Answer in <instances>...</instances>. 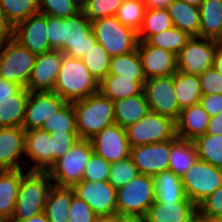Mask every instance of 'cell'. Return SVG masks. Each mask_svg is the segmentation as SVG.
I'll list each match as a JSON object with an SVG mask.
<instances>
[{"label":"cell","mask_w":222,"mask_h":222,"mask_svg":"<svg viewBox=\"0 0 222 222\" xmlns=\"http://www.w3.org/2000/svg\"><path fill=\"white\" fill-rule=\"evenodd\" d=\"M206 134L222 135V112L216 116L210 117Z\"/></svg>","instance_id":"cell-54"},{"label":"cell","mask_w":222,"mask_h":222,"mask_svg":"<svg viewBox=\"0 0 222 222\" xmlns=\"http://www.w3.org/2000/svg\"><path fill=\"white\" fill-rule=\"evenodd\" d=\"M95 222H118V215L97 216Z\"/></svg>","instance_id":"cell-58"},{"label":"cell","mask_w":222,"mask_h":222,"mask_svg":"<svg viewBox=\"0 0 222 222\" xmlns=\"http://www.w3.org/2000/svg\"><path fill=\"white\" fill-rule=\"evenodd\" d=\"M195 222H205V221H202V220H200V219H197Z\"/></svg>","instance_id":"cell-63"},{"label":"cell","mask_w":222,"mask_h":222,"mask_svg":"<svg viewBox=\"0 0 222 222\" xmlns=\"http://www.w3.org/2000/svg\"><path fill=\"white\" fill-rule=\"evenodd\" d=\"M21 89L20 85L0 78V102L12 99V96L16 95Z\"/></svg>","instance_id":"cell-52"},{"label":"cell","mask_w":222,"mask_h":222,"mask_svg":"<svg viewBox=\"0 0 222 222\" xmlns=\"http://www.w3.org/2000/svg\"><path fill=\"white\" fill-rule=\"evenodd\" d=\"M152 178L156 202H192L185 195L181 176L166 170Z\"/></svg>","instance_id":"cell-27"},{"label":"cell","mask_w":222,"mask_h":222,"mask_svg":"<svg viewBox=\"0 0 222 222\" xmlns=\"http://www.w3.org/2000/svg\"><path fill=\"white\" fill-rule=\"evenodd\" d=\"M199 37L222 40V0H204L199 7Z\"/></svg>","instance_id":"cell-28"},{"label":"cell","mask_w":222,"mask_h":222,"mask_svg":"<svg viewBox=\"0 0 222 222\" xmlns=\"http://www.w3.org/2000/svg\"><path fill=\"white\" fill-rule=\"evenodd\" d=\"M170 151L171 139L133 147L130 150V158L139 174L154 176L168 170Z\"/></svg>","instance_id":"cell-15"},{"label":"cell","mask_w":222,"mask_h":222,"mask_svg":"<svg viewBox=\"0 0 222 222\" xmlns=\"http://www.w3.org/2000/svg\"><path fill=\"white\" fill-rule=\"evenodd\" d=\"M200 104L210 117L222 112V94L202 95Z\"/></svg>","instance_id":"cell-51"},{"label":"cell","mask_w":222,"mask_h":222,"mask_svg":"<svg viewBox=\"0 0 222 222\" xmlns=\"http://www.w3.org/2000/svg\"><path fill=\"white\" fill-rule=\"evenodd\" d=\"M173 0H143L148 9L166 8Z\"/></svg>","instance_id":"cell-56"},{"label":"cell","mask_w":222,"mask_h":222,"mask_svg":"<svg viewBox=\"0 0 222 222\" xmlns=\"http://www.w3.org/2000/svg\"><path fill=\"white\" fill-rule=\"evenodd\" d=\"M12 24L6 19L5 13L0 7V45L13 38Z\"/></svg>","instance_id":"cell-53"},{"label":"cell","mask_w":222,"mask_h":222,"mask_svg":"<svg viewBox=\"0 0 222 222\" xmlns=\"http://www.w3.org/2000/svg\"><path fill=\"white\" fill-rule=\"evenodd\" d=\"M36 56L13 38L6 41L0 45V78L26 88Z\"/></svg>","instance_id":"cell-7"},{"label":"cell","mask_w":222,"mask_h":222,"mask_svg":"<svg viewBox=\"0 0 222 222\" xmlns=\"http://www.w3.org/2000/svg\"><path fill=\"white\" fill-rule=\"evenodd\" d=\"M218 41L191 37L176 55L177 70L187 75L199 76L213 67Z\"/></svg>","instance_id":"cell-11"},{"label":"cell","mask_w":222,"mask_h":222,"mask_svg":"<svg viewBox=\"0 0 222 222\" xmlns=\"http://www.w3.org/2000/svg\"><path fill=\"white\" fill-rule=\"evenodd\" d=\"M24 153L35 165L29 171L47 172L52 166V138L45 130L25 131Z\"/></svg>","instance_id":"cell-20"},{"label":"cell","mask_w":222,"mask_h":222,"mask_svg":"<svg viewBox=\"0 0 222 222\" xmlns=\"http://www.w3.org/2000/svg\"><path fill=\"white\" fill-rule=\"evenodd\" d=\"M39 13L51 17L66 18L81 11L77 0H38Z\"/></svg>","instance_id":"cell-42"},{"label":"cell","mask_w":222,"mask_h":222,"mask_svg":"<svg viewBox=\"0 0 222 222\" xmlns=\"http://www.w3.org/2000/svg\"><path fill=\"white\" fill-rule=\"evenodd\" d=\"M41 129L48 133L64 131L78 134L73 103L66 102L58 111L53 113L50 118L46 119Z\"/></svg>","instance_id":"cell-37"},{"label":"cell","mask_w":222,"mask_h":222,"mask_svg":"<svg viewBox=\"0 0 222 222\" xmlns=\"http://www.w3.org/2000/svg\"><path fill=\"white\" fill-rule=\"evenodd\" d=\"M154 201L152 176L138 174L124 187L117 189L116 214L121 217L144 218Z\"/></svg>","instance_id":"cell-5"},{"label":"cell","mask_w":222,"mask_h":222,"mask_svg":"<svg viewBox=\"0 0 222 222\" xmlns=\"http://www.w3.org/2000/svg\"><path fill=\"white\" fill-rule=\"evenodd\" d=\"M144 222H195L198 209L193 202H156L150 206Z\"/></svg>","instance_id":"cell-21"},{"label":"cell","mask_w":222,"mask_h":222,"mask_svg":"<svg viewBox=\"0 0 222 222\" xmlns=\"http://www.w3.org/2000/svg\"><path fill=\"white\" fill-rule=\"evenodd\" d=\"M96 43L91 22L81 10L74 16L61 18V52L81 59Z\"/></svg>","instance_id":"cell-9"},{"label":"cell","mask_w":222,"mask_h":222,"mask_svg":"<svg viewBox=\"0 0 222 222\" xmlns=\"http://www.w3.org/2000/svg\"><path fill=\"white\" fill-rule=\"evenodd\" d=\"M25 130L22 127H0V169H22L18 160L24 154Z\"/></svg>","instance_id":"cell-22"},{"label":"cell","mask_w":222,"mask_h":222,"mask_svg":"<svg viewBox=\"0 0 222 222\" xmlns=\"http://www.w3.org/2000/svg\"><path fill=\"white\" fill-rule=\"evenodd\" d=\"M0 7L13 27L39 13L38 0H0Z\"/></svg>","instance_id":"cell-40"},{"label":"cell","mask_w":222,"mask_h":222,"mask_svg":"<svg viewBox=\"0 0 222 222\" xmlns=\"http://www.w3.org/2000/svg\"><path fill=\"white\" fill-rule=\"evenodd\" d=\"M29 90L22 88L12 99L0 102V127H22Z\"/></svg>","instance_id":"cell-33"},{"label":"cell","mask_w":222,"mask_h":222,"mask_svg":"<svg viewBox=\"0 0 222 222\" xmlns=\"http://www.w3.org/2000/svg\"><path fill=\"white\" fill-rule=\"evenodd\" d=\"M181 179L186 197L198 206L222 186V169L197 158Z\"/></svg>","instance_id":"cell-8"},{"label":"cell","mask_w":222,"mask_h":222,"mask_svg":"<svg viewBox=\"0 0 222 222\" xmlns=\"http://www.w3.org/2000/svg\"><path fill=\"white\" fill-rule=\"evenodd\" d=\"M202 95L222 94V75L214 67L199 75Z\"/></svg>","instance_id":"cell-49"},{"label":"cell","mask_w":222,"mask_h":222,"mask_svg":"<svg viewBox=\"0 0 222 222\" xmlns=\"http://www.w3.org/2000/svg\"><path fill=\"white\" fill-rule=\"evenodd\" d=\"M145 81H135L117 74H107L99 83V91L112 102L143 92Z\"/></svg>","instance_id":"cell-30"},{"label":"cell","mask_w":222,"mask_h":222,"mask_svg":"<svg viewBox=\"0 0 222 222\" xmlns=\"http://www.w3.org/2000/svg\"><path fill=\"white\" fill-rule=\"evenodd\" d=\"M198 219L204 221L222 218V186L205 198L198 206Z\"/></svg>","instance_id":"cell-46"},{"label":"cell","mask_w":222,"mask_h":222,"mask_svg":"<svg viewBox=\"0 0 222 222\" xmlns=\"http://www.w3.org/2000/svg\"><path fill=\"white\" fill-rule=\"evenodd\" d=\"M138 53L146 79L173 75L177 71L176 55L166 49L138 41Z\"/></svg>","instance_id":"cell-19"},{"label":"cell","mask_w":222,"mask_h":222,"mask_svg":"<svg viewBox=\"0 0 222 222\" xmlns=\"http://www.w3.org/2000/svg\"><path fill=\"white\" fill-rule=\"evenodd\" d=\"M205 222H222V218L206 219Z\"/></svg>","instance_id":"cell-61"},{"label":"cell","mask_w":222,"mask_h":222,"mask_svg":"<svg viewBox=\"0 0 222 222\" xmlns=\"http://www.w3.org/2000/svg\"><path fill=\"white\" fill-rule=\"evenodd\" d=\"M74 194L73 187L52 185L43 211L49 222H68L69 207Z\"/></svg>","instance_id":"cell-29"},{"label":"cell","mask_w":222,"mask_h":222,"mask_svg":"<svg viewBox=\"0 0 222 222\" xmlns=\"http://www.w3.org/2000/svg\"><path fill=\"white\" fill-rule=\"evenodd\" d=\"M125 129L131 148L168 141L176 136L175 121L152 111Z\"/></svg>","instance_id":"cell-10"},{"label":"cell","mask_w":222,"mask_h":222,"mask_svg":"<svg viewBox=\"0 0 222 222\" xmlns=\"http://www.w3.org/2000/svg\"><path fill=\"white\" fill-rule=\"evenodd\" d=\"M108 74H117L135 81H146L138 49L110 59Z\"/></svg>","instance_id":"cell-34"},{"label":"cell","mask_w":222,"mask_h":222,"mask_svg":"<svg viewBox=\"0 0 222 222\" xmlns=\"http://www.w3.org/2000/svg\"><path fill=\"white\" fill-rule=\"evenodd\" d=\"M47 172L28 171L20 181L13 220H26L44 211L52 183Z\"/></svg>","instance_id":"cell-3"},{"label":"cell","mask_w":222,"mask_h":222,"mask_svg":"<svg viewBox=\"0 0 222 222\" xmlns=\"http://www.w3.org/2000/svg\"><path fill=\"white\" fill-rule=\"evenodd\" d=\"M179 1H183V2H186V3H188V4H191V5L200 7V6H201V3H202L204 0H179Z\"/></svg>","instance_id":"cell-60"},{"label":"cell","mask_w":222,"mask_h":222,"mask_svg":"<svg viewBox=\"0 0 222 222\" xmlns=\"http://www.w3.org/2000/svg\"><path fill=\"white\" fill-rule=\"evenodd\" d=\"M65 103L66 101L53 91H29L22 128L25 131L40 129L46 119Z\"/></svg>","instance_id":"cell-17"},{"label":"cell","mask_w":222,"mask_h":222,"mask_svg":"<svg viewBox=\"0 0 222 222\" xmlns=\"http://www.w3.org/2000/svg\"><path fill=\"white\" fill-rule=\"evenodd\" d=\"M90 22L96 42L102 45L111 58L137 49V32L123 25L115 16L102 17Z\"/></svg>","instance_id":"cell-4"},{"label":"cell","mask_w":222,"mask_h":222,"mask_svg":"<svg viewBox=\"0 0 222 222\" xmlns=\"http://www.w3.org/2000/svg\"><path fill=\"white\" fill-rule=\"evenodd\" d=\"M118 222H144L143 218L138 217H121L118 216Z\"/></svg>","instance_id":"cell-59"},{"label":"cell","mask_w":222,"mask_h":222,"mask_svg":"<svg viewBox=\"0 0 222 222\" xmlns=\"http://www.w3.org/2000/svg\"><path fill=\"white\" fill-rule=\"evenodd\" d=\"M96 217L91 207L74 194L69 207L68 222H95Z\"/></svg>","instance_id":"cell-48"},{"label":"cell","mask_w":222,"mask_h":222,"mask_svg":"<svg viewBox=\"0 0 222 222\" xmlns=\"http://www.w3.org/2000/svg\"><path fill=\"white\" fill-rule=\"evenodd\" d=\"M78 3L82 6L85 2H87L88 0H77Z\"/></svg>","instance_id":"cell-62"},{"label":"cell","mask_w":222,"mask_h":222,"mask_svg":"<svg viewBox=\"0 0 222 222\" xmlns=\"http://www.w3.org/2000/svg\"><path fill=\"white\" fill-rule=\"evenodd\" d=\"M213 67L222 75V43L220 41H218V46L216 48Z\"/></svg>","instance_id":"cell-55"},{"label":"cell","mask_w":222,"mask_h":222,"mask_svg":"<svg viewBox=\"0 0 222 222\" xmlns=\"http://www.w3.org/2000/svg\"><path fill=\"white\" fill-rule=\"evenodd\" d=\"M52 165L60 159L66 152H68L73 145L80 139L78 134L68 132H52Z\"/></svg>","instance_id":"cell-47"},{"label":"cell","mask_w":222,"mask_h":222,"mask_svg":"<svg viewBox=\"0 0 222 222\" xmlns=\"http://www.w3.org/2000/svg\"><path fill=\"white\" fill-rule=\"evenodd\" d=\"M197 160V151L193 141L171 139L170 163L168 170L182 176Z\"/></svg>","instance_id":"cell-32"},{"label":"cell","mask_w":222,"mask_h":222,"mask_svg":"<svg viewBox=\"0 0 222 222\" xmlns=\"http://www.w3.org/2000/svg\"><path fill=\"white\" fill-rule=\"evenodd\" d=\"M46 26L47 16L34 14L14 26L13 39L36 55L52 51Z\"/></svg>","instance_id":"cell-16"},{"label":"cell","mask_w":222,"mask_h":222,"mask_svg":"<svg viewBox=\"0 0 222 222\" xmlns=\"http://www.w3.org/2000/svg\"><path fill=\"white\" fill-rule=\"evenodd\" d=\"M24 175L22 169L0 171V220L6 222L11 219Z\"/></svg>","instance_id":"cell-25"},{"label":"cell","mask_w":222,"mask_h":222,"mask_svg":"<svg viewBox=\"0 0 222 222\" xmlns=\"http://www.w3.org/2000/svg\"><path fill=\"white\" fill-rule=\"evenodd\" d=\"M172 24L191 37H199L200 13L199 7L183 1L173 0L167 7Z\"/></svg>","instance_id":"cell-26"},{"label":"cell","mask_w":222,"mask_h":222,"mask_svg":"<svg viewBox=\"0 0 222 222\" xmlns=\"http://www.w3.org/2000/svg\"><path fill=\"white\" fill-rule=\"evenodd\" d=\"M53 92L66 102L73 103L99 92V82L85 67L82 59L63 54Z\"/></svg>","instance_id":"cell-1"},{"label":"cell","mask_w":222,"mask_h":222,"mask_svg":"<svg viewBox=\"0 0 222 222\" xmlns=\"http://www.w3.org/2000/svg\"><path fill=\"white\" fill-rule=\"evenodd\" d=\"M143 92L150 111L169 117L175 122L178 120L181 110L175 96L174 74L146 79Z\"/></svg>","instance_id":"cell-12"},{"label":"cell","mask_w":222,"mask_h":222,"mask_svg":"<svg viewBox=\"0 0 222 222\" xmlns=\"http://www.w3.org/2000/svg\"><path fill=\"white\" fill-rule=\"evenodd\" d=\"M80 139L90 140L104 128L115 124L114 103L100 91L73 102Z\"/></svg>","instance_id":"cell-2"},{"label":"cell","mask_w":222,"mask_h":222,"mask_svg":"<svg viewBox=\"0 0 222 222\" xmlns=\"http://www.w3.org/2000/svg\"><path fill=\"white\" fill-rule=\"evenodd\" d=\"M81 59L85 67L99 83L108 74L111 57L101 44L96 42Z\"/></svg>","instance_id":"cell-38"},{"label":"cell","mask_w":222,"mask_h":222,"mask_svg":"<svg viewBox=\"0 0 222 222\" xmlns=\"http://www.w3.org/2000/svg\"><path fill=\"white\" fill-rule=\"evenodd\" d=\"M73 189L97 216L116 215L117 190L108 181L81 180Z\"/></svg>","instance_id":"cell-13"},{"label":"cell","mask_w":222,"mask_h":222,"mask_svg":"<svg viewBox=\"0 0 222 222\" xmlns=\"http://www.w3.org/2000/svg\"><path fill=\"white\" fill-rule=\"evenodd\" d=\"M190 38L191 36L186 32L173 26L150 36L145 42L148 45L169 50L177 55Z\"/></svg>","instance_id":"cell-39"},{"label":"cell","mask_w":222,"mask_h":222,"mask_svg":"<svg viewBox=\"0 0 222 222\" xmlns=\"http://www.w3.org/2000/svg\"><path fill=\"white\" fill-rule=\"evenodd\" d=\"M210 115L198 103L187 107L180 112L176 125V136L179 139L194 141L197 137L205 134Z\"/></svg>","instance_id":"cell-23"},{"label":"cell","mask_w":222,"mask_h":222,"mask_svg":"<svg viewBox=\"0 0 222 222\" xmlns=\"http://www.w3.org/2000/svg\"><path fill=\"white\" fill-rule=\"evenodd\" d=\"M137 167L132 159H127L111 164L108 182L117 190L124 187L130 180L138 175Z\"/></svg>","instance_id":"cell-43"},{"label":"cell","mask_w":222,"mask_h":222,"mask_svg":"<svg viewBox=\"0 0 222 222\" xmlns=\"http://www.w3.org/2000/svg\"><path fill=\"white\" fill-rule=\"evenodd\" d=\"M111 163L93 153L82 174L84 181H108Z\"/></svg>","instance_id":"cell-45"},{"label":"cell","mask_w":222,"mask_h":222,"mask_svg":"<svg viewBox=\"0 0 222 222\" xmlns=\"http://www.w3.org/2000/svg\"><path fill=\"white\" fill-rule=\"evenodd\" d=\"M173 27L166 8H146L143 23L137 32L138 41H146L150 36Z\"/></svg>","instance_id":"cell-35"},{"label":"cell","mask_w":222,"mask_h":222,"mask_svg":"<svg viewBox=\"0 0 222 222\" xmlns=\"http://www.w3.org/2000/svg\"><path fill=\"white\" fill-rule=\"evenodd\" d=\"M94 153L91 140L79 139L73 147L47 171L57 186L74 187L82 180V174Z\"/></svg>","instance_id":"cell-6"},{"label":"cell","mask_w":222,"mask_h":222,"mask_svg":"<svg viewBox=\"0 0 222 222\" xmlns=\"http://www.w3.org/2000/svg\"><path fill=\"white\" fill-rule=\"evenodd\" d=\"M146 5L143 0H124L115 17L125 26L138 32L143 23Z\"/></svg>","instance_id":"cell-41"},{"label":"cell","mask_w":222,"mask_h":222,"mask_svg":"<svg viewBox=\"0 0 222 222\" xmlns=\"http://www.w3.org/2000/svg\"><path fill=\"white\" fill-rule=\"evenodd\" d=\"M174 89L180 110L200 103L202 93L199 76L177 70L174 73Z\"/></svg>","instance_id":"cell-31"},{"label":"cell","mask_w":222,"mask_h":222,"mask_svg":"<svg viewBox=\"0 0 222 222\" xmlns=\"http://www.w3.org/2000/svg\"><path fill=\"white\" fill-rule=\"evenodd\" d=\"M193 142L198 159L222 169V135L205 133Z\"/></svg>","instance_id":"cell-36"},{"label":"cell","mask_w":222,"mask_h":222,"mask_svg":"<svg viewBox=\"0 0 222 222\" xmlns=\"http://www.w3.org/2000/svg\"><path fill=\"white\" fill-rule=\"evenodd\" d=\"M62 58L59 50L38 54L26 88L31 92L53 91Z\"/></svg>","instance_id":"cell-18"},{"label":"cell","mask_w":222,"mask_h":222,"mask_svg":"<svg viewBox=\"0 0 222 222\" xmlns=\"http://www.w3.org/2000/svg\"><path fill=\"white\" fill-rule=\"evenodd\" d=\"M124 0H88L81 6V10L93 21L102 17L115 16Z\"/></svg>","instance_id":"cell-44"},{"label":"cell","mask_w":222,"mask_h":222,"mask_svg":"<svg viewBox=\"0 0 222 222\" xmlns=\"http://www.w3.org/2000/svg\"><path fill=\"white\" fill-rule=\"evenodd\" d=\"M113 103L115 124L122 128H127L129 125L137 123L150 111L144 92L118 99Z\"/></svg>","instance_id":"cell-24"},{"label":"cell","mask_w":222,"mask_h":222,"mask_svg":"<svg viewBox=\"0 0 222 222\" xmlns=\"http://www.w3.org/2000/svg\"><path fill=\"white\" fill-rule=\"evenodd\" d=\"M46 36L52 50L61 52V18L47 16Z\"/></svg>","instance_id":"cell-50"},{"label":"cell","mask_w":222,"mask_h":222,"mask_svg":"<svg viewBox=\"0 0 222 222\" xmlns=\"http://www.w3.org/2000/svg\"><path fill=\"white\" fill-rule=\"evenodd\" d=\"M90 140L94 153L111 164L130 157L126 129L118 124L104 128Z\"/></svg>","instance_id":"cell-14"},{"label":"cell","mask_w":222,"mask_h":222,"mask_svg":"<svg viewBox=\"0 0 222 222\" xmlns=\"http://www.w3.org/2000/svg\"><path fill=\"white\" fill-rule=\"evenodd\" d=\"M6 222H49L44 214V212L37 214L35 216L30 217L29 219L26 220H13L10 219Z\"/></svg>","instance_id":"cell-57"}]
</instances>
